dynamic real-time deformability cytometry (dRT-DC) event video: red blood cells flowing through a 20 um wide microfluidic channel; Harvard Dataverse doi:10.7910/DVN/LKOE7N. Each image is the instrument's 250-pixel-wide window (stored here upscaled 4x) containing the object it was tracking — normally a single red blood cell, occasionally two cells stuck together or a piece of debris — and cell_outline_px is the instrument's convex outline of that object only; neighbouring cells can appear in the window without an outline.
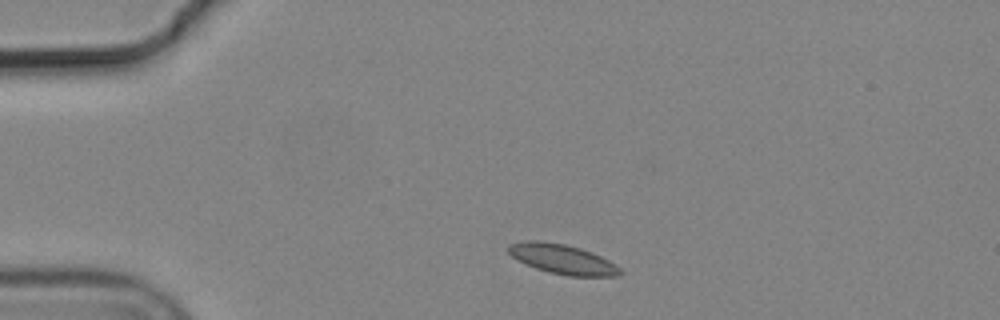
{"species": "common noctule bat (a hibernating species)", "species_latin": "Nyctalus noctula", "temperature_condition": "cold", "stored_images_in_passage": 1, "camera_frame_rate_fps": 3000, "um_per_image_px": 0.085, "animal": {"sex": "male", "body_mass_g": 19.2, "forearm_length_mm": 51.8}, "frame": {"image": 1, "passage_image": 1, "time_ms": 0.0, "image_size_px": [1000, 320], "cell_outline_px": [[624, 272], [616, 276], [568, 276], [548, 272], [524, 264], [516, 260], [508, 252], [508, 244], [524, 240], [540, 240], [564, 244], [580, 248], [592, 252], [608, 260], [620, 268]], "centroid_in_image_um": [47.77, 22.02], "position_along_channel_um": 37.2, "area_um2": 19.48}}